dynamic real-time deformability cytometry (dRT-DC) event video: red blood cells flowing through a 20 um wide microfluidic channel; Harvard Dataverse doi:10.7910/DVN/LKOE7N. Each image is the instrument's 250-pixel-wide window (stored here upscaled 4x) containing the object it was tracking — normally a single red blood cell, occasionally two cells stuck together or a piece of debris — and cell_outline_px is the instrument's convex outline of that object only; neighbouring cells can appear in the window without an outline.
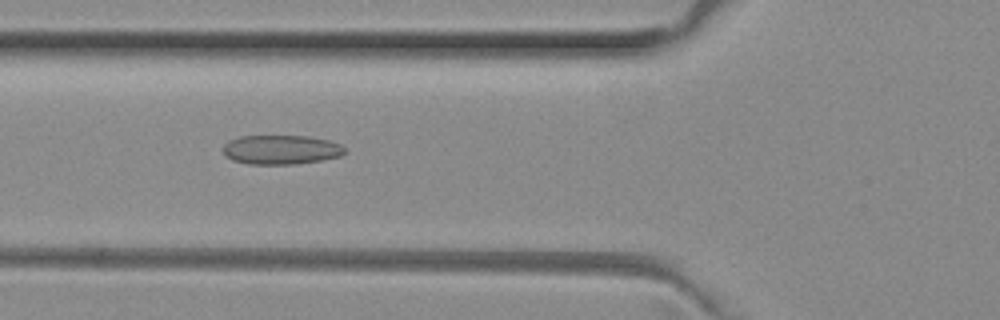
{"species": "common noctule bat (a hibernating species)", "species_latin": "Nyctalus noctula", "temperature_condition": "room temperature", "stored_images_in_passage": 51, "camera_frame_rate_fps": 3000, "um_per_image_px": 0.085, "animal": {"sex": "female", "body_mass_g": 29.2, "forearm_length_mm": 56.3}, "frame": {"image": 1, "passage_image": 19, "time_ms": 6.0, "image_size_px": [1000, 320], "cell_outline_px": [[344, 152], [340, 156], [320, 160], [296, 164], [248, 164], [232, 160], [224, 156], [224, 144], [228, 140], [240, 136], [308, 136], [328, 140], [340, 144], [344, 148]], "centroid_in_image_um": [23.85, 12.72], "position_along_channel_um": 102.0, "area_um2": 20.75}}
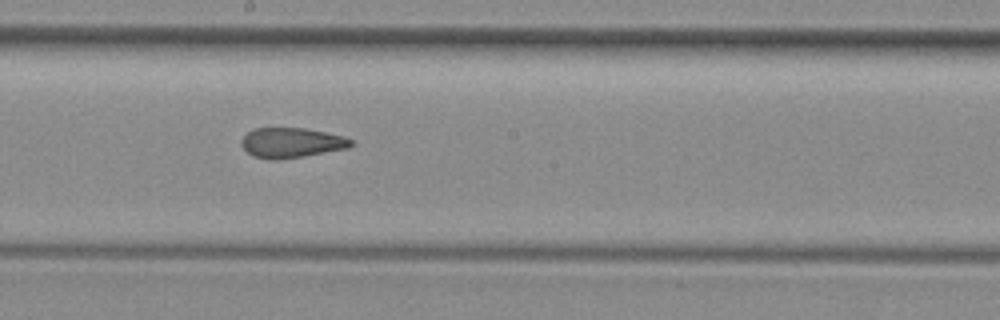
{"frame": {"image": 2, "passage_image": 28, "time_ms": 9.0, "image_size_px": [1000, 320], "cell_outline_px": [[352, 144], [348, 148], [304, 156], [276, 160], [268, 160], [252, 156], [240, 144], [240, 140], [248, 132], [256, 128], [304, 128], [344, 136], [352, 140]], "centroid_in_image_um": [24.74, 12.14], "position_along_channel_um": 223.5, "area_um2": 19.13}}
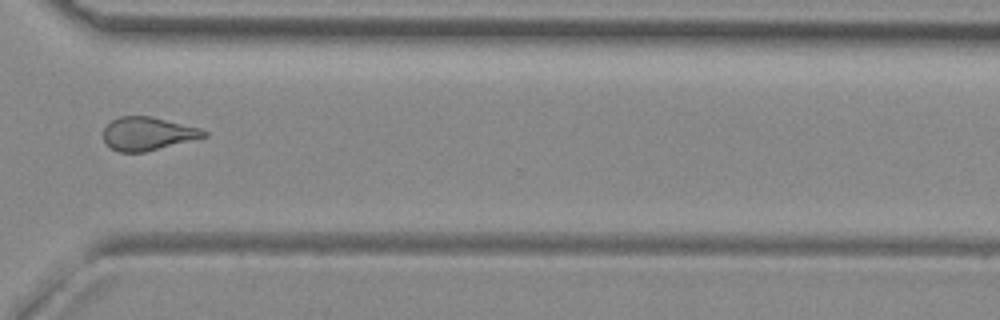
{"frame": {"image": 3, "passage_image": 38, "time_ms": 12.333, "image_size_px": [1000, 320], "cell_outline_px": [[208, 136], [144, 152], [120, 152], [104, 144], [104, 128], [112, 120], [120, 116], [152, 116], [200, 128], [208, 132]], "centroid_in_image_um": [12.55, 11.36], "position_along_channel_um": 358.0, "area_um2": 19.42}, "authors_computed_cell_mechanics": {"area_um2": 19.9988, "velocity_mm_per_s": 4.041, "shape_relaxation_time_tau1_ms": null, "shape_relaxation_time_tau2_ms": 2.5456, "deformation_change_tau1": null, "deformation_change_tau2": 0.0995}}